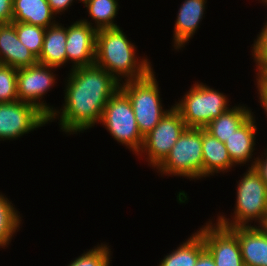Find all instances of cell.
Masks as SVG:
<instances>
[{"label":"cell","mask_w":267,"mask_h":266,"mask_svg":"<svg viewBox=\"0 0 267 266\" xmlns=\"http://www.w3.org/2000/svg\"><path fill=\"white\" fill-rule=\"evenodd\" d=\"M96 36L97 30L81 19L67 26L66 54L67 64H72L70 70L94 65Z\"/></svg>","instance_id":"cell-12"},{"label":"cell","mask_w":267,"mask_h":266,"mask_svg":"<svg viewBox=\"0 0 267 266\" xmlns=\"http://www.w3.org/2000/svg\"><path fill=\"white\" fill-rule=\"evenodd\" d=\"M257 159L254 163V169L259 173L261 179L267 185V152L264 150L263 152H258ZM261 156V157H260Z\"/></svg>","instance_id":"cell-30"},{"label":"cell","mask_w":267,"mask_h":266,"mask_svg":"<svg viewBox=\"0 0 267 266\" xmlns=\"http://www.w3.org/2000/svg\"><path fill=\"white\" fill-rule=\"evenodd\" d=\"M267 18V17H266ZM259 34L251 45L252 59L255 63V72H259L267 64V20L262 25Z\"/></svg>","instance_id":"cell-27"},{"label":"cell","mask_w":267,"mask_h":266,"mask_svg":"<svg viewBox=\"0 0 267 266\" xmlns=\"http://www.w3.org/2000/svg\"><path fill=\"white\" fill-rule=\"evenodd\" d=\"M204 249L202 236L194 231L177 248L167 253L157 266H195Z\"/></svg>","instance_id":"cell-21"},{"label":"cell","mask_w":267,"mask_h":266,"mask_svg":"<svg viewBox=\"0 0 267 266\" xmlns=\"http://www.w3.org/2000/svg\"><path fill=\"white\" fill-rule=\"evenodd\" d=\"M261 3L263 6L267 7V0H263Z\"/></svg>","instance_id":"cell-36"},{"label":"cell","mask_w":267,"mask_h":266,"mask_svg":"<svg viewBox=\"0 0 267 266\" xmlns=\"http://www.w3.org/2000/svg\"><path fill=\"white\" fill-rule=\"evenodd\" d=\"M246 104H235L213 119L204 129L222 143H225L253 113Z\"/></svg>","instance_id":"cell-20"},{"label":"cell","mask_w":267,"mask_h":266,"mask_svg":"<svg viewBox=\"0 0 267 266\" xmlns=\"http://www.w3.org/2000/svg\"><path fill=\"white\" fill-rule=\"evenodd\" d=\"M17 68L0 65V103L18 100L17 96Z\"/></svg>","instance_id":"cell-26"},{"label":"cell","mask_w":267,"mask_h":266,"mask_svg":"<svg viewBox=\"0 0 267 266\" xmlns=\"http://www.w3.org/2000/svg\"><path fill=\"white\" fill-rule=\"evenodd\" d=\"M13 0H0V24L12 23Z\"/></svg>","instance_id":"cell-29"},{"label":"cell","mask_w":267,"mask_h":266,"mask_svg":"<svg viewBox=\"0 0 267 266\" xmlns=\"http://www.w3.org/2000/svg\"><path fill=\"white\" fill-rule=\"evenodd\" d=\"M238 237L245 266H267V233L260 226L230 228Z\"/></svg>","instance_id":"cell-15"},{"label":"cell","mask_w":267,"mask_h":266,"mask_svg":"<svg viewBox=\"0 0 267 266\" xmlns=\"http://www.w3.org/2000/svg\"><path fill=\"white\" fill-rule=\"evenodd\" d=\"M66 37H67V24L57 22L55 25L46 28L43 48L38 63L46 66L63 68L67 64L66 54Z\"/></svg>","instance_id":"cell-18"},{"label":"cell","mask_w":267,"mask_h":266,"mask_svg":"<svg viewBox=\"0 0 267 266\" xmlns=\"http://www.w3.org/2000/svg\"><path fill=\"white\" fill-rule=\"evenodd\" d=\"M21 216L10 198L0 192V249H6L16 233L20 231L19 228H22L24 222Z\"/></svg>","instance_id":"cell-23"},{"label":"cell","mask_w":267,"mask_h":266,"mask_svg":"<svg viewBox=\"0 0 267 266\" xmlns=\"http://www.w3.org/2000/svg\"><path fill=\"white\" fill-rule=\"evenodd\" d=\"M119 0H90L84 7L88 13L89 19H81L96 30L120 27L117 25L115 18L120 8ZM94 22V23H93Z\"/></svg>","instance_id":"cell-22"},{"label":"cell","mask_w":267,"mask_h":266,"mask_svg":"<svg viewBox=\"0 0 267 266\" xmlns=\"http://www.w3.org/2000/svg\"><path fill=\"white\" fill-rule=\"evenodd\" d=\"M159 175L203 179L202 128L187 127L166 158L154 169Z\"/></svg>","instance_id":"cell-6"},{"label":"cell","mask_w":267,"mask_h":266,"mask_svg":"<svg viewBox=\"0 0 267 266\" xmlns=\"http://www.w3.org/2000/svg\"><path fill=\"white\" fill-rule=\"evenodd\" d=\"M187 128L181 114L172 107L160 122L143 139L141 150L136 155L143 157L154 170L169 154L178 138Z\"/></svg>","instance_id":"cell-8"},{"label":"cell","mask_w":267,"mask_h":266,"mask_svg":"<svg viewBox=\"0 0 267 266\" xmlns=\"http://www.w3.org/2000/svg\"><path fill=\"white\" fill-rule=\"evenodd\" d=\"M137 48L121 27L97 30L94 64L119 83L141 79L154 67L147 55H137Z\"/></svg>","instance_id":"cell-2"},{"label":"cell","mask_w":267,"mask_h":266,"mask_svg":"<svg viewBox=\"0 0 267 266\" xmlns=\"http://www.w3.org/2000/svg\"><path fill=\"white\" fill-rule=\"evenodd\" d=\"M0 60L2 64L17 69L38 62L29 49L20 42L13 23L0 24Z\"/></svg>","instance_id":"cell-16"},{"label":"cell","mask_w":267,"mask_h":266,"mask_svg":"<svg viewBox=\"0 0 267 266\" xmlns=\"http://www.w3.org/2000/svg\"><path fill=\"white\" fill-rule=\"evenodd\" d=\"M12 6V22H22L44 28L58 22L47 0H13Z\"/></svg>","instance_id":"cell-19"},{"label":"cell","mask_w":267,"mask_h":266,"mask_svg":"<svg viewBox=\"0 0 267 266\" xmlns=\"http://www.w3.org/2000/svg\"><path fill=\"white\" fill-rule=\"evenodd\" d=\"M56 67L41 63L17 69V96L22 102L36 106L48 118L55 111V107L46 102L48 91L57 83ZM44 98V99H43Z\"/></svg>","instance_id":"cell-9"},{"label":"cell","mask_w":267,"mask_h":266,"mask_svg":"<svg viewBox=\"0 0 267 266\" xmlns=\"http://www.w3.org/2000/svg\"><path fill=\"white\" fill-rule=\"evenodd\" d=\"M18 38L29 51L38 59L41 54L46 28L22 22H12Z\"/></svg>","instance_id":"cell-24"},{"label":"cell","mask_w":267,"mask_h":266,"mask_svg":"<svg viewBox=\"0 0 267 266\" xmlns=\"http://www.w3.org/2000/svg\"><path fill=\"white\" fill-rule=\"evenodd\" d=\"M259 73L267 80V64L259 71Z\"/></svg>","instance_id":"cell-34"},{"label":"cell","mask_w":267,"mask_h":266,"mask_svg":"<svg viewBox=\"0 0 267 266\" xmlns=\"http://www.w3.org/2000/svg\"><path fill=\"white\" fill-rule=\"evenodd\" d=\"M80 2V3H82V4H86L88 1H90V0H77V2Z\"/></svg>","instance_id":"cell-35"},{"label":"cell","mask_w":267,"mask_h":266,"mask_svg":"<svg viewBox=\"0 0 267 266\" xmlns=\"http://www.w3.org/2000/svg\"><path fill=\"white\" fill-rule=\"evenodd\" d=\"M218 90L194 81L182 98L175 101L173 107L181 114L187 127L204 128L232 107L228 95Z\"/></svg>","instance_id":"cell-5"},{"label":"cell","mask_w":267,"mask_h":266,"mask_svg":"<svg viewBox=\"0 0 267 266\" xmlns=\"http://www.w3.org/2000/svg\"><path fill=\"white\" fill-rule=\"evenodd\" d=\"M247 168L240 176V180L236 181V200L232 215L227 218L223 212L217 214L215 221L222 226L228 228L260 226L265 219L267 185L254 167Z\"/></svg>","instance_id":"cell-3"},{"label":"cell","mask_w":267,"mask_h":266,"mask_svg":"<svg viewBox=\"0 0 267 266\" xmlns=\"http://www.w3.org/2000/svg\"><path fill=\"white\" fill-rule=\"evenodd\" d=\"M195 266H216L215 261L209 251L205 248L198 257Z\"/></svg>","instance_id":"cell-32"},{"label":"cell","mask_w":267,"mask_h":266,"mask_svg":"<svg viewBox=\"0 0 267 266\" xmlns=\"http://www.w3.org/2000/svg\"><path fill=\"white\" fill-rule=\"evenodd\" d=\"M260 227L267 233V212H266L265 219L261 223Z\"/></svg>","instance_id":"cell-33"},{"label":"cell","mask_w":267,"mask_h":266,"mask_svg":"<svg viewBox=\"0 0 267 266\" xmlns=\"http://www.w3.org/2000/svg\"><path fill=\"white\" fill-rule=\"evenodd\" d=\"M256 115L253 113L234 134L225 141L229 157L235 166L253 167L257 156L256 137H258ZM256 147V148H255ZM247 163V164H246ZM250 163V164H249Z\"/></svg>","instance_id":"cell-13"},{"label":"cell","mask_w":267,"mask_h":266,"mask_svg":"<svg viewBox=\"0 0 267 266\" xmlns=\"http://www.w3.org/2000/svg\"><path fill=\"white\" fill-rule=\"evenodd\" d=\"M207 0H184L178 9L173 30L172 46L179 52L194 37L205 18ZM200 24V25H199Z\"/></svg>","instance_id":"cell-14"},{"label":"cell","mask_w":267,"mask_h":266,"mask_svg":"<svg viewBox=\"0 0 267 266\" xmlns=\"http://www.w3.org/2000/svg\"><path fill=\"white\" fill-rule=\"evenodd\" d=\"M48 125V117L31 103H0V141L17 140Z\"/></svg>","instance_id":"cell-10"},{"label":"cell","mask_w":267,"mask_h":266,"mask_svg":"<svg viewBox=\"0 0 267 266\" xmlns=\"http://www.w3.org/2000/svg\"><path fill=\"white\" fill-rule=\"evenodd\" d=\"M99 124L133 155L141 150L144 137L138 129L130 100L120 89L109 98Z\"/></svg>","instance_id":"cell-7"},{"label":"cell","mask_w":267,"mask_h":266,"mask_svg":"<svg viewBox=\"0 0 267 266\" xmlns=\"http://www.w3.org/2000/svg\"><path fill=\"white\" fill-rule=\"evenodd\" d=\"M64 80V103L49 116L48 124L57 122L60 131L78 135L99 124L109 98L120 83L97 65L69 70ZM86 130V131H85Z\"/></svg>","instance_id":"cell-1"},{"label":"cell","mask_w":267,"mask_h":266,"mask_svg":"<svg viewBox=\"0 0 267 266\" xmlns=\"http://www.w3.org/2000/svg\"><path fill=\"white\" fill-rule=\"evenodd\" d=\"M203 179L232 171L233 164L224 143L202 128Z\"/></svg>","instance_id":"cell-17"},{"label":"cell","mask_w":267,"mask_h":266,"mask_svg":"<svg viewBox=\"0 0 267 266\" xmlns=\"http://www.w3.org/2000/svg\"><path fill=\"white\" fill-rule=\"evenodd\" d=\"M112 251L109 243H98L70 261L67 266H111Z\"/></svg>","instance_id":"cell-25"},{"label":"cell","mask_w":267,"mask_h":266,"mask_svg":"<svg viewBox=\"0 0 267 266\" xmlns=\"http://www.w3.org/2000/svg\"><path fill=\"white\" fill-rule=\"evenodd\" d=\"M152 69L145 77L120 83V90L129 98L141 135L146 136L173 107L165 109L159 81Z\"/></svg>","instance_id":"cell-4"},{"label":"cell","mask_w":267,"mask_h":266,"mask_svg":"<svg viewBox=\"0 0 267 266\" xmlns=\"http://www.w3.org/2000/svg\"><path fill=\"white\" fill-rule=\"evenodd\" d=\"M52 12L59 17L61 14H64V12L68 11V8L73 5V3L77 0H47ZM58 14V15H57Z\"/></svg>","instance_id":"cell-31"},{"label":"cell","mask_w":267,"mask_h":266,"mask_svg":"<svg viewBox=\"0 0 267 266\" xmlns=\"http://www.w3.org/2000/svg\"><path fill=\"white\" fill-rule=\"evenodd\" d=\"M254 78V82H256L254 85L256 86V93L258 94V102L260 103V107L264 110V114H266L267 118V80L259 72L255 73Z\"/></svg>","instance_id":"cell-28"},{"label":"cell","mask_w":267,"mask_h":266,"mask_svg":"<svg viewBox=\"0 0 267 266\" xmlns=\"http://www.w3.org/2000/svg\"><path fill=\"white\" fill-rule=\"evenodd\" d=\"M212 220L206 221L196 231L202 236L205 248L212 255L216 266H245L236 234Z\"/></svg>","instance_id":"cell-11"}]
</instances>
